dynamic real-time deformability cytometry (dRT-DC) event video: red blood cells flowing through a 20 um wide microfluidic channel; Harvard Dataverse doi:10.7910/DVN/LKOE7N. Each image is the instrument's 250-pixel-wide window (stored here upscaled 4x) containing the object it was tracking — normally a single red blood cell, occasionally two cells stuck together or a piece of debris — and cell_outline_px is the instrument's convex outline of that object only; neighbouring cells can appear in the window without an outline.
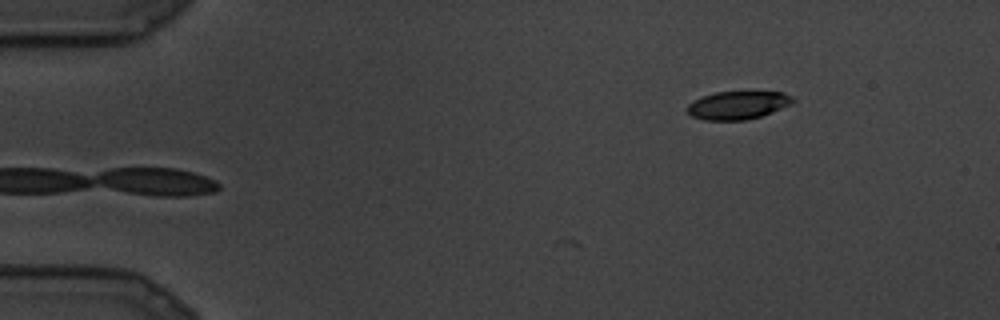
{"species": "common noctule bat (a hibernating species)", "species_latin": "Nyctalus noctula", "temperature_condition": "cold", "stored_images_in_passage": 6, "camera_frame_rate_fps": 3000, "um_per_image_px": 0.085, "animal": {"sex": "male", "body_mass_g": 19.5, "forearm_length_mm": 54.6}, "frame": {"image": 1, "passage_image": 6, "time_ms": 1.667, "image_size_px": [1000, 320], "cell_outline_px": [[796, 100], [792, 104], [772, 112], [760, 116], [744, 120], [704, 120], [692, 116], [684, 108], [692, 100], [700, 96], [716, 92], [784, 92], [792, 96]], "centroid_in_image_um": [62.69, 8.93], "position_along_channel_um": 22.3, "area_um2": 17.46}}